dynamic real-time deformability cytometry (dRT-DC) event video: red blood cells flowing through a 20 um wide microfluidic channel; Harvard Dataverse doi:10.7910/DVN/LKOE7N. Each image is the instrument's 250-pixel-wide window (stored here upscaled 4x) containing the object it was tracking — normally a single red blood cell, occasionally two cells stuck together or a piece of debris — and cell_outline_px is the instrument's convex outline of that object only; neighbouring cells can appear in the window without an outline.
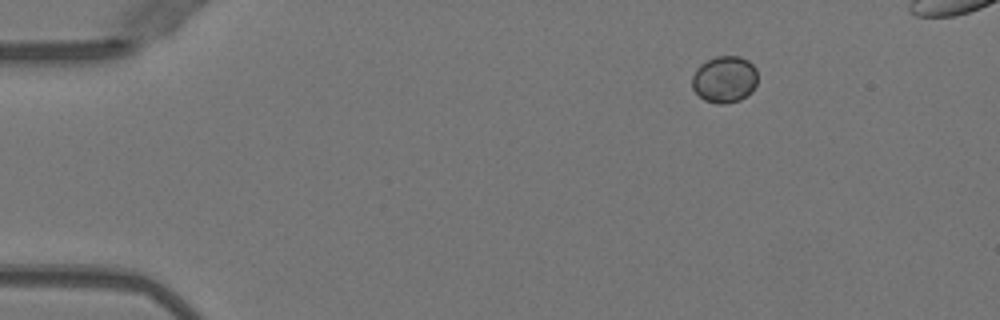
{"species": "Egyptian fruit bat (a non-hibernating species)", "species_latin": "Rousettus aegyptiacus", "temperature_condition": "warm", "stored_images_in_passage": 11, "camera_frame_rate_fps": 3000, "um_per_image_px": 0.085, "animal": {"sex": "female"}, "frame": {"image": 1, "passage_image": 1, "time_ms": 0.0, "image_size_px": [1000, 320], "cell_outline_px": [[756, 84], [752, 92], [740, 100], [724, 104], [716, 104], [704, 100], [692, 88], [692, 76], [696, 68], [700, 64], [716, 56], [740, 56], [748, 60], [756, 68]], "centroid_in_image_um": [61.58, 6.74], "position_along_channel_um": 23.4, "area_um2": 17.98}}